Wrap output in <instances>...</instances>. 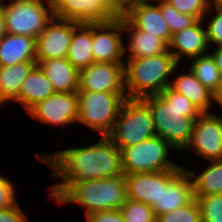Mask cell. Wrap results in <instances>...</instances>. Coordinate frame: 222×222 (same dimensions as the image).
<instances>
[{
	"label": "cell",
	"instance_id": "obj_1",
	"mask_svg": "<svg viewBox=\"0 0 222 222\" xmlns=\"http://www.w3.org/2000/svg\"><path fill=\"white\" fill-rule=\"evenodd\" d=\"M36 158L45 162L61 183H77L98 178L122 175L121 151L108 136L89 146L56 150L55 153Z\"/></svg>",
	"mask_w": 222,
	"mask_h": 222
},
{
	"label": "cell",
	"instance_id": "obj_2",
	"mask_svg": "<svg viewBox=\"0 0 222 222\" xmlns=\"http://www.w3.org/2000/svg\"><path fill=\"white\" fill-rule=\"evenodd\" d=\"M142 100L151 110L156 136L173 149L183 151L191 140L195 121L202 113L183 94L169 86L160 94Z\"/></svg>",
	"mask_w": 222,
	"mask_h": 222
},
{
	"label": "cell",
	"instance_id": "obj_3",
	"mask_svg": "<svg viewBox=\"0 0 222 222\" xmlns=\"http://www.w3.org/2000/svg\"><path fill=\"white\" fill-rule=\"evenodd\" d=\"M49 189L50 198L56 200L59 205H81L86 209L85 216L94 212L120 209L126 200L124 174L77 183H59Z\"/></svg>",
	"mask_w": 222,
	"mask_h": 222
},
{
	"label": "cell",
	"instance_id": "obj_4",
	"mask_svg": "<svg viewBox=\"0 0 222 222\" xmlns=\"http://www.w3.org/2000/svg\"><path fill=\"white\" fill-rule=\"evenodd\" d=\"M124 64L125 91L130 99L158 95L170 84L179 64L167 50L156 56L126 59Z\"/></svg>",
	"mask_w": 222,
	"mask_h": 222
},
{
	"label": "cell",
	"instance_id": "obj_5",
	"mask_svg": "<svg viewBox=\"0 0 222 222\" xmlns=\"http://www.w3.org/2000/svg\"><path fill=\"white\" fill-rule=\"evenodd\" d=\"M156 136L153 116L142 99L126 98L108 137L121 151Z\"/></svg>",
	"mask_w": 222,
	"mask_h": 222
},
{
	"label": "cell",
	"instance_id": "obj_6",
	"mask_svg": "<svg viewBox=\"0 0 222 222\" xmlns=\"http://www.w3.org/2000/svg\"><path fill=\"white\" fill-rule=\"evenodd\" d=\"M78 93V122L108 136L114 124L122 102L127 98L126 93H109L93 91H77Z\"/></svg>",
	"mask_w": 222,
	"mask_h": 222
},
{
	"label": "cell",
	"instance_id": "obj_7",
	"mask_svg": "<svg viewBox=\"0 0 222 222\" xmlns=\"http://www.w3.org/2000/svg\"><path fill=\"white\" fill-rule=\"evenodd\" d=\"M4 2L8 34L31 36L36 39L54 16L53 3L50 0H9L10 3L6 4Z\"/></svg>",
	"mask_w": 222,
	"mask_h": 222
},
{
	"label": "cell",
	"instance_id": "obj_8",
	"mask_svg": "<svg viewBox=\"0 0 222 222\" xmlns=\"http://www.w3.org/2000/svg\"><path fill=\"white\" fill-rule=\"evenodd\" d=\"M169 149L166 141L154 136L136 145L121 150V168L124 175L134 173L181 170L183 167L168 159Z\"/></svg>",
	"mask_w": 222,
	"mask_h": 222
},
{
	"label": "cell",
	"instance_id": "obj_9",
	"mask_svg": "<svg viewBox=\"0 0 222 222\" xmlns=\"http://www.w3.org/2000/svg\"><path fill=\"white\" fill-rule=\"evenodd\" d=\"M54 17L78 23L109 22L121 11L111 0H56Z\"/></svg>",
	"mask_w": 222,
	"mask_h": 222
},
{
	"label": "cell",
	"instance_id": "obj_10",
	"mask_svg": "<svg viewBox=\"0 0 222 222\" xmlns=\"http://www.w3.org/2000/svg\"><path fill=\"white\" fill-rule=\"evenodd\" d=\"M192 149L208 161L222 160V118L215 113H202L195 121L191 140L184 151Z\"/></svg>",
	"mask_w": 222,
	"mask_h": 222
},
{
	"label": "cell",
	"instance_id": "obj_11",
	"mask_svg": "<svg viewBox=\"0 0 222 222\" xmlns=\"http://www.w3.org/2000/svg\"><path fill=\"white\" fill-rule=\"evenodd\" d=\"M123 15L109 22L92 23V54L94 62L125 63L122 42Z\"/></svg>",
	"mask_w": 222,
	"mask_h": 222
},
{
	"label": "cell",
	"instance_id": "obj_12",
	"mask_svg": "<svg viewBox=\"0 0 222 222\" xmlns=\"http://www.w3.org/2000/svg\"><path fill=\"white\" fill-rule=\"evenodd\" d=\"M78 106L77 92H55L45 100L37 102L27 112L33 119L63 128L78 122Z\"/></svg>",
	"mask_w": 222,
	"mask_h": 222
},
{
	"label": "cell",
	"instance_id": "obj_13",
	"mask_svg": "<svg viewBox=\"0 0 222 222\" xmlns=\"http://www.w3.org/2000/svg\"><path fill=\"white\" fill-rule=\"evenodd\" d=\"M124 64L94 62L79 70L78 91L126 93Z\"/></svg>",
	"mask_w": 222,
	"mask_h": 222
},
{
	"label": "cell",
	"instance_id": "obj_14",
	"mask_svg": "<svg viewBox=\"0 0 222 222\" xmlns=\"http://www.w3.org/2000/svg\"><path fill=\"white\" fill-rule=\"evenodd\" d=\"M194 200L192 181L185 168L160 171L159 209L155 216L187 206Z\"/></svg>",
	"mask_w": 222,
	"mask_h": 222
},
{
	"label": "cell",
	"instance_id": "obj_15",
	"mask_svg": "<svg viewBox=\"0 0 222 222\" xmlns=\"http://www.w3.org/2000/svg\"><path fill=\"white\" fill-rule=\"evenodd\" d=\"M74 31V21L54 17L36 38V62L67 58Z\"/></svg>",
	"mask_w": 222,
	"mask_h": 222
},
{
	"label": "cell",
	"instance_id": "obj_16",
	"mask_svg": "<svg viewBox=\"0 0 222 222\" xmlns=\"http://www.w3.org/2000/svg\"><path fill=\"white\" fill-rule=\"evenodd\" d=\"M121 14L136 29L156 35L169 45L172 34L158 4H150L149 0H134L121 11Z\"/></svg>",
	"mask_w": 222,
	"mask_h": 222
},
{
	"label": "cell",
	"instance_id": "obj_17",
	"mask_svg": "<svg viewBox=\"0 0 222 222\" xmlns=\"http://www.w3.org/2000/svg\"><path fill=\"white\" fill-rule=\"evenodd\" d=\"M202 22L203 20H198L191 27L172 34L171 41L168 45V51L173 55L178 64H180L182 56L193 59L208 54L207 48H209V44L205 27H202Z\"/></svg>",
	"mask_w": 222,
	"mask_h": 222
},
{
	"label": "cell",
	"instance_id": "obj_18",
	"mask_svg": "<svg viewBox=\"0 0 222 222\" xmlns=\"http://www.w3.org/2000/svg\"><path fill=\"white\" fill-rule=\"evenodd\" d=\"M126 199L151 206L155 213L159 209L160 172L125 175Z\"/></svg>",
	"mask_w": 222,
	"mask_h": 222
},
{
	"label": "cell",
	"instance_id": "obj_19",
	"mask_svg": "<svg viewBox=\"0 0 222 222\" xmlns=\"http://www.w3.org/2000/svg\"><path fill=\"white\" fill-rule=\"evenodd\" d=\"M123 32H129L127 37L129 38L128 47L124 46V55L128 53V55H125L126 59L156 56L168 50V45L161 38L136 29L124 16Z\"/></svg>",
	"mask_w": 222,
	"mask_h": 222
},
{
	"label": "cell",
	"instance_id": "obj_20",
	"mask_svg": "<svg viewBox=\"0 0 222 222\" xmlns=\"http://www.w3.org/2000/svg\"><path fill=\"white\" fill-rule=\"evenodd\" d=\"M173 78L169 84L172 90L183 94L201 113H210L209 109L212 102H216V95L206 88L190 69Z\"/></svg>",
	"mask_w": 222,
	"mask_h": 222
},
{
	"label": "cell",
	"instance_id": "obj_21",
	"mask_svg": "<svg viewBox=\"0 0 222 222\" xmlns=\"http://www.w3.org/2000/svg\"><path fill=\"white\" fill-rule=\"evenodd\" d=\"M36 61V39L6 33L0 40V67Z\"/></svg>",
	"mask_w": 222,
	"mask_h": 222
},
{
	"label": "cell",
	"instance_id": "obj_22",
	"mask_svg": "<svg viewBox=\"0 0 222 222\" xmlns=\"http://www.w3.org/2000/svg\"><path fill=\"white\" fill-rule=\"evenodd\" d=\"M38 65L53 84L55 92L78 91L79 71L67 58L48 59L40 61Z\"/></svg>",
	"mask_w": 222,
	"mask_h": 222
},
{
	"label": "cell",
	"instance_id": "obj_23",
	"mask_svg": "<svg viewBox=\"0 0 222 222\" xmlns=\"http://www.w3.org/2000/svg\"><path fill=\"white\" fill-rule=\"evenodd\" d=\"M54 93L53 84L37 64L21 84L19 95L14 102H19L28 111L37 102L45 100Z\"/></svg>",
	"mask_w": 222,
	"mask_h": 222
},
{
	"label": "cell",
	"instance_id": "obj_24",
	"mask_svg": "<svg viewBox=\"0 0 222 222\" xmlns=\"http://www.w3.org/2000/svg\"><path fill=\"white\" fill-rule=\"evenodd\" d=\"M67 60L79 71L94 63L92 54V23L74 21V31Z\"/></svg>",
	"mask_w": 222,
	"mask_h": 222
},
{
	"label": "cell",
	"instance_id": "obj_25",
	"mask_svg": "<svg viewBox=\"0 0 222 222\" xmlns=\"http://www.w3.org/2000/svg\"><path fill=\"white\" fill-rule=\"evenodd\" d=\"M209 162L211 164L198 175L192 170L185 169L192 181L194 199L222 193V160Z\"/></svg>",
	"mask_w": 222,
	"mask_h": 222
},
{
	"label": "cell",
	"instance_id": "obj_26",
	"mask_svg": "<svg viewBox=\"0 0 222 222\" xmlns=\"http://www.w3.org/2000/svg\"><path fill=\"white\" fill-rule=\"evenodd\" d=\"M36 65V61H26L0 67V92L7 102L18 97L21 84Z\"/></svg>",
	"mask_w": 222,
	"mask_h": 222
},
{
	"label": "cell",
	"instance_id": "obj_27",
	"mask_svg": "<svg viewBox=\"0 0 222 222\" xmlns=\"http://www.w3.org/2000/svg\"><path fill=\"white\" fill-rule=\"evenodd\" d=\"M192 60L189 69L206 88L217 95L222 87V76L210 52Z\"/></svg>",
	"mask_w": 222,
	"mask_h": 222
},
{
	"label": "cell",
	"instance_id": "obj_28",
	"mask_svg": "<svg viewBox=\"0 0 222 222\" xmlns=\"http://www.w3.org/2000/svg\"><path fill=\"white\" fill-rule=\"evenodd\" d=\"M158 2L162 16L167 22L171 34L194 25L198 19L190 14L179 13L174 7L164 0H154Z\"/></svg>",
	"mask_w": 222,
	"mask_h": 222
},
{
	"label": "cell",
	"instance_id": "obj_29",
	"mask_svg": "<svg viewBox=\"0 0 222 222\" xmlns=\"http://www.w3.org/2000/svg\"><path fill=\"white\" fill-rule=\"evenodd\" d=\"M125 222H156V216L148 204L126 199L120 208Z\"/></svg>",
	"mask_w": 222,
	"mask_h": 222
},
{
	"label": "cell",
	"instance_id": "obj_30",
	"mask_svg": "<svg viewBox=\"0 0 222 222\" xmlns=\"http://www.w3.org/2000/svg\"><path fill=\"white\" fill-rule=\"evenodd\" d=\"M196 200L202 222H222V193L199 196Z\"/></svg>",
	"mask_w": 222,
	"mask_h": 222
},
{
	"label": "cell",
	"instance_id": "obj_31",
	"mask_svg": "<svg viewBox=\"0 0 222 222\" xmlns=\"http://www.w3.org/2000/svg\"><path fill=\"white\" fill-rule=\"evenodd\" d=\"M156 222H202L199 204L194 199L187 206L157 216Z\"/></svg>",
	"mask_w": 222,
	"mask_h": 222
},
{
	"label": "cell",
	"instance_id": "obj_32",
	"mask_svg": "<svg viewBox=\"0 0 222 222\" xmlns=\"http://www.w3.org/2000/svg\"><path fill=\"white\" fill-rule=\"evenodd\" d=\"M170 6L174 7L179 13L190 14L198 20H204L212 10L208 0H164Z\"/></svg>",
	"mask_w": 222,
	"mask_h": 222
},
{
	"label": "cell",
	"instance_id": "obj_33",
	"mask_svg": "<svg viewBox=\"0 0 222 222\" xmlns=\"http://www.w3.org/2000/svg\"><path fill=\"white\" fill-rule=\"evenodd\" d=\"M217 11L214 16H211V20L205 28L207 34L208 44L222 47V7H215Z\"/></svg>",
	"mask_w": 222,
	"mask_h": 222
},
{
	"label": "cell",
	"instance_id": "obj_34",
	"mask_svg": "<svg viewBox=\"0 0 222 222\" xmlns=\"http://www.w3.org/2000/svg\"><path fill=\"white\" fill-rule=\"evenodd\" d=\"M11 180L0 175V208H11L16 206V189Z\"/></svg>",
	"mask_w": 222,
	"mask_h": 222
},
{
	"label": "cell",
	"instance_id": "obj_35",
	"mask_svg": "<svg viewBox=\"0 0 222 222\" xmlns=\"http://www.w3.org/2000/svg\"><path fill=\"white\" fill-rule=\"evenodd\" d=\"M86 222H125L120 209L94 212L86 216Z\"/></svg>",
	"mask_w": 222,
	"mask_h": 222
},
{
	"label": "cell",
	"instance_id": "obj_36",
	"mask_svg": "<svg viewBox=\"0 0 222 222\" xmlns=\"http://www.w3.org/2000/svg\"><path fill=\"white\" fill-rule=\"evenodd\" d=\"M27 219L18 204L11 208H0V222H26Z\"/></svg>",
	"mask_w": 222,
	"mask_h": 222
},
{
	"label": "cell",
	"instance_id": "obj_37",
	"mask_svg": "<svg viewBox=\"0 0 222 222\" xmlns=\"http://www.w3.org/2000/svg\"><path fill=\"white\" fill-rule=\"evenodd\" d=\"M213 57L216 66L218 67L222 76V47H216L213 52L210 53Z\"/></svg>",
	"mask_w": 222,
	"mask_h": 222
},
{
	"label": "cell",
	"instance_id": "obj_38",
	"mask_svg": "<svg viewBox=\"0 0 222 222\" xmlns=\"http://www.w3.org/2000/svg\"><path fill=\"white\" fill-rule=\"evenodd\" d=\"M6 34L5 14L3 9V1L0 2V40Z\"/></svg>",
	"mask_w": 222,
	"mask_h": 222
},
{
	"label": "cell",
	"instance_id": "obj_39",
	"mask_svg": "<svg viewBox=\"0 0 222 222\" xmlns=\"http://www.w3.org/2000/svg\"><path fill=\"white\" fill-rule=\"evenodd\" d=\"M114 5L122 11L128 4H130L134 0H111Z\"/></svg>",
	"mask_w": 222,
	"mask_h": 222
},
{
	"label": "cell",
	"instance_id": "obj_40",
	"mask_svg": "<svg viewBox=\"0 0 222 222\" xmlns=\"http://www.w3.org/2000/svg\"><path fill=\"white\" fill-rule=\"evenodd\" d=\"M209 6L222 7V0H208ZM213 3V4H212Z\"/></svg>",
	"mask_w": 222,
	"mask_h": 222
},
{
	"label": "cell",
	"instance_id": "obj_41",
	"mask_svg": "<svg viewBox=\"0 0 222 222\" xmlns=\"http://www.w3.org/2000/svg\"><path fill=\"white\" fill-rule=\"evenodd\" d=\"M216 103L222 108V87L220 92L216 95Z\"/></svg>",
	"mask_w": 222,
	"mask_h": 222
},
{
	"label": "cell",
	"instance_id": "obj_42",
	"mask_svg": "<svg viewBox=\"0 0 222 222\" xmlns=\"http://www.w3.org/2000/svg\"><path fill=\"white\" fill-rule=\"evenodd\" d=\"M4 103H8V102L5 100V98L1 95V92H0V105Z\"/></svg>",
	"mask_w": 222,
	"mask_h": 222
}]
</instances>
